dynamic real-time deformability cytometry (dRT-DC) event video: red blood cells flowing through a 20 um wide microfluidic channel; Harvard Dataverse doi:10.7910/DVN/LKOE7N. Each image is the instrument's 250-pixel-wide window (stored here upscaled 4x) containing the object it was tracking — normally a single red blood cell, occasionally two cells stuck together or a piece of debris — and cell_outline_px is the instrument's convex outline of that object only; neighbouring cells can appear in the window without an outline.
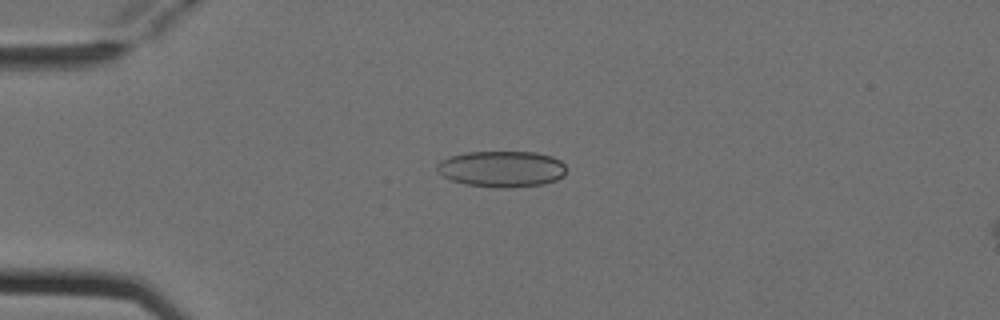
{"species": "Egyptian fruit bat (a non-hibernating species)", "species_latin": "Rousettus aegyptiacus", "temperature_condition": "cold", "stored_images_in_passage": 6, "camera_frame_rate_fps": 3000, "um_per_image_px": 0.085, "animal": {"sex": "female"}, "frame": {"image": 1, "passage_image": 4, "time_ms": 1.0, "image_size_px": [1000, 320], "cell_outline_px": [[564, 176], [556, 180], [544, 184], [512, 188], [496, 188], [464, 184], [452, 180], [444, 176], [436, 168], [436, 164], [440, 160], [452, 156], [468, 152], [536, 152], [552, 156], [560, 160], [564, 164]], "centroid_in_image_um": [42.66, 14.37], "position_along_channel_um": 42.3, "area_um2": 27.34}}